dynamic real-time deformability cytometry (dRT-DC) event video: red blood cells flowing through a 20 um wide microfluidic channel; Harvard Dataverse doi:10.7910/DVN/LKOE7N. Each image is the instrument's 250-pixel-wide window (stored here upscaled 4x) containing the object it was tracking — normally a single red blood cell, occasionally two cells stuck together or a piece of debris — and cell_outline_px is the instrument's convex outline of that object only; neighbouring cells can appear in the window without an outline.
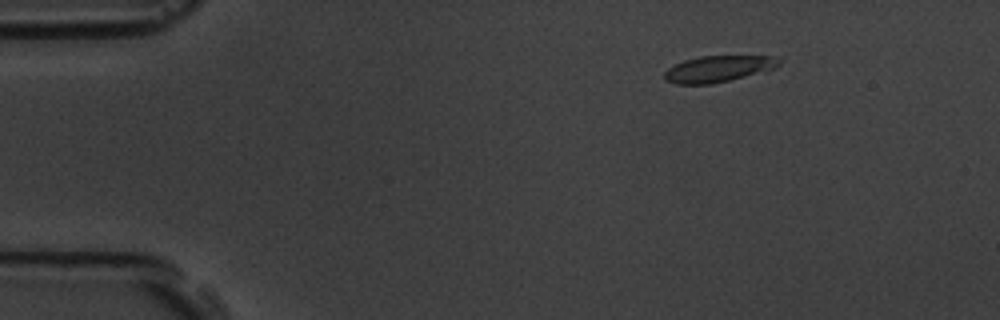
{"species": "common noctule bat (a hibernating species)", "species_latin": "Nyctalus noctula", "temperature_condition": "room temperature", "stored_images_in_passage": 6, "camera_frame_rate_fps": 3000, "um_per_image_px": 0.085, "animal": {"sex": "male", "body_mass_g": 19.5, "forearm_length_mm": 54.6}, "frame": {"image": 1, "passage_image": 6, "time_ms": 6.0, "image_size_px": [1000, 320], "cell_outline_px": [[784, 60], [776, 68], [764, 72], [728, 80], [708, 84], [676, 84], [664, 80], [664, 72], [668, 68], [684, 60], [700, 56], [780, 56]], "centroid_in_image_um": [61.11, 5.84], "position_along_channel_um": 23.9, "area_um2": 17.74}}